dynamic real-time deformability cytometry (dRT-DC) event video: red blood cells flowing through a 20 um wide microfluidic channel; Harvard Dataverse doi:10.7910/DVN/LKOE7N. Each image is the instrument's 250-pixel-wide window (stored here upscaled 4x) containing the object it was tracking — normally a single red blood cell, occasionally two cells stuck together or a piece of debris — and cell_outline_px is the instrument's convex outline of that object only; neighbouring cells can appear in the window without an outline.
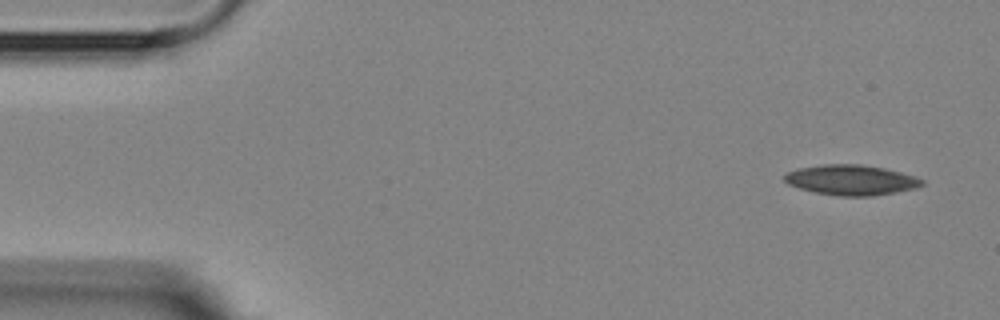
{"species": "Egyptian fruit bat (a non-hibernating species)", "species_latin": "Rousettus aegyptiacus", "temperature_condition": "room temperature", "stored_images_in_passage": 4, "camera_frame_rate_fps": 3000, "um_per_image_px": 0.085, "animal": {"sex": "female"}, "frame": {"image": 1, "passage_image": 1, "time_ms": 0.0, "image_size_px": [1000, 320], "cell_outline_px": [[924, 184], [916, 188], [872, 196], [840, 196], [816, 192], [800, 188], [788, 184], [784, 180], [784, 176], [788, 172], [800, 168], [824, 164], [860, 164], [884, 168], [900, 172], [924, 180]], "centroid_in_image_um": [72.35, 15.3], "position_along_channel_um": 12.6, "area_um2": 23.93}}